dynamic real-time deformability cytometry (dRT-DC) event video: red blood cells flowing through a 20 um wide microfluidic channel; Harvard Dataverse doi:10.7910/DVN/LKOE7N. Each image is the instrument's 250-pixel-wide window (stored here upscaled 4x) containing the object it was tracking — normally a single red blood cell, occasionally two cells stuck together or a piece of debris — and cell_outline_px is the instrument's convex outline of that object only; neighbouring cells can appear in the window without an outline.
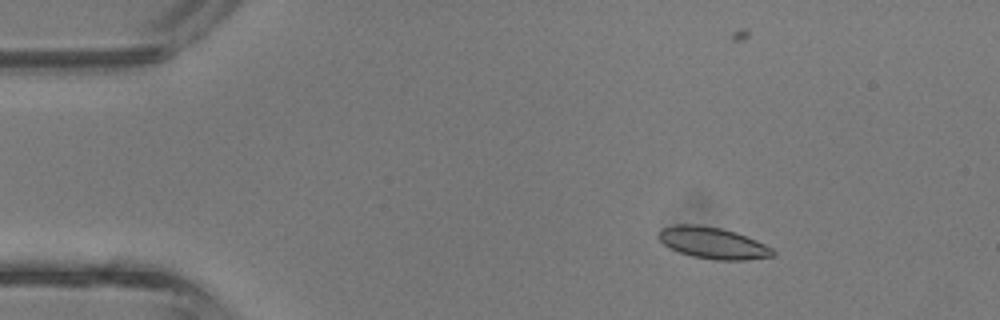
{"species": "common noctule bat (a hibernating species)", "species_latin": "Nyctalus noctula", "temperature_condition": "room temperature", "stored_images_in_passage": 4, "camera_frame_rate_fps": 3000, "um_per_image_px": 0.085, "animal": {"sex": "male", "body_mass_g": 13.3}, "frame": {"image": 1, "passage_image": 2, "time_ms": 0.333, "image_size_px": [1000, 320], "cell_outline_px": [[776, 256], [744, 260], [716, 260], [692, 256], [668, 248], [656, 236], [656, 232], [660, 228], [676, 224], [696, 224], [720, 228], [736, 232], [756, 240], [772, 248], [776, 252]], "centroid_in_image_um": [60.56, 20.65], "position_along_channel_um": 24.4, "area_um2": 21.21}}
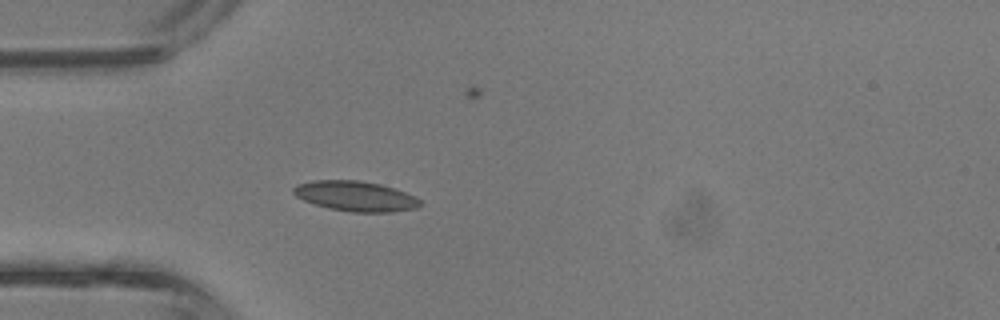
{"frame": {"image": 2, "passage_image": 4, "time_ms": 1.0, "image_size_px": [1000, 320], "cell_outline_px": [[424, 204], [416, 208], [392, 212], [352, 212], [328, 208], [304, 200], [296, 196], [292, 192], [292, 188], [296, 184], [312, 180], [360, 180], [380, 184], [416, 196]], "centroid_in_image_um": [30.22, 16.67], "position_along_channel_um": 54.8, "area_um2": 22.31}}